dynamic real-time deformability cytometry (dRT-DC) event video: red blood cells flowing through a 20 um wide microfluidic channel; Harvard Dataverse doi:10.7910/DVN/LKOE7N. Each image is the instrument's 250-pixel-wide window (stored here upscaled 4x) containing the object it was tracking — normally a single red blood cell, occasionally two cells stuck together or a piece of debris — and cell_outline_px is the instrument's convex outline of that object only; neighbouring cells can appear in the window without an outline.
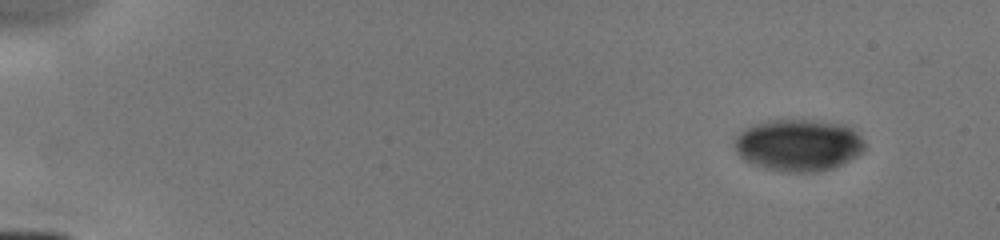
{"species": "human", "species_latin": "Homo sapiens", "temperature_condition": "cold", "stored_images_in_passage": 6, "camera_frame_rate_fps": 3000, "um_per_image_px": 0.085, "donor": {"sex": "male"}, "frame": {"image": 1, "passage_image": 1, "time_ms": 0.0, "image_size_px": [1000, 240], "cell_outline_px": [[864, 152], [832, 168], [812, 172], [788, 172], [764, 168], [744, 160], [736, 152], [732, 144], [732, 140], [744, 128], [752, 124], [768, 120], [816, 120], [844, 124], [852, 128], [860, 136], [864, 144]], "centroid_in_image_um": [67.82, 12.32], "position_along_channel_um": 17.2, "area_um2": 39.59}}